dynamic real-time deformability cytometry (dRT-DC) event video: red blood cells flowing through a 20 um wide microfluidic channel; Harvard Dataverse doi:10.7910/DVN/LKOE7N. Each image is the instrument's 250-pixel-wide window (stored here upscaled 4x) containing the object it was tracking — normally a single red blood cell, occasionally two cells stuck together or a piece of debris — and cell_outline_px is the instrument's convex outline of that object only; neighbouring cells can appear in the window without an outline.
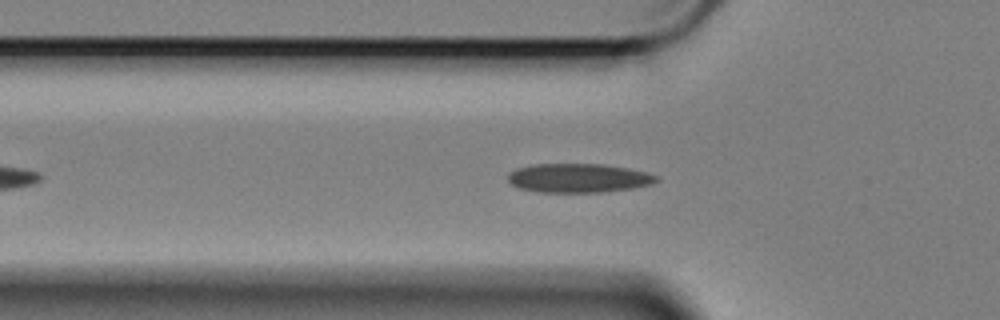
{"species": "Egyptian fruit bat (a non-hibernating species)", "species_latin": "Rousettus aegyptiacus", "temperature_condition": "cold", "stored_images_in_passage": 47, "camera_frame_rate_fps": 3000, "um_per_image_px": 0.085, "animal": {"sex": "female"}, "frame": {"image": 1, "passage_image": 11, "time_ms": 3.333, "image_size_px": [1000, 320], "cell_outline_px": [[660, 180], [652, 184], [632, 188], [600, 192], [540, 192], [520, 188], [512, 184], [508, 180], [508, 172], [516, 168], [536, 164], [604, 164], [628, 168], [648, 172], [656, 176]], "centroid_in_image_um": [49.18, 15.13], "position_along_channel_um": 76.6, "area_um2": 25.09}}
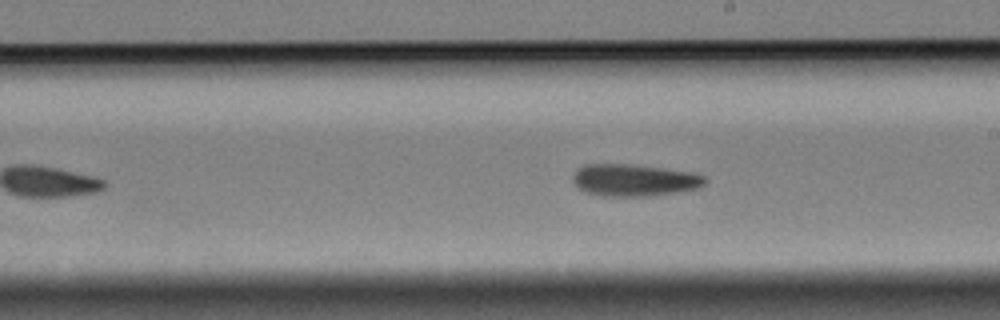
{"frame": {"image": 2, "passage_image": 25, "time_ms": 8.0, "image_size_px": [1000, 320], "cell_outline_px": [[708, 180], [700, 188], [680, 192], [648, 196], [600, 196], [584, 192], [576, 188], [572, 180], [572, 176], [584, 164], [628, 164], [660, 168], [688, 172], [704, 176]], "centroid_in_image_um": [53.87, 15.33], "position_along_channel_um": 235.1, "area_um2": 24.74}}
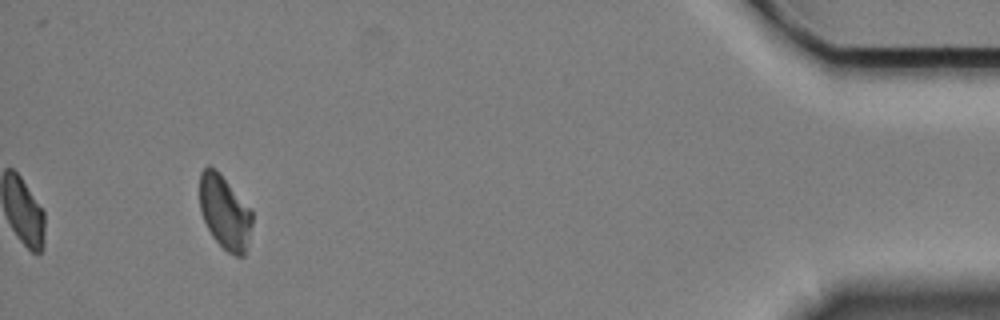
{"frame": {"image": 3, "passage_image": 47, "time_ms": 15.333, "image_size_px": [1000, 320], "cell_outline_px": [[252, 224], [244, 256], [236, 256], [228, 252], [212, 236], [200, 212], [200, 172], [208, 164], [216, 168], [252, 208]], "centroid_in_image_um": [19.11, 17.99], "position_along_channel_um": 416.1, "area_um2": 22.77}}